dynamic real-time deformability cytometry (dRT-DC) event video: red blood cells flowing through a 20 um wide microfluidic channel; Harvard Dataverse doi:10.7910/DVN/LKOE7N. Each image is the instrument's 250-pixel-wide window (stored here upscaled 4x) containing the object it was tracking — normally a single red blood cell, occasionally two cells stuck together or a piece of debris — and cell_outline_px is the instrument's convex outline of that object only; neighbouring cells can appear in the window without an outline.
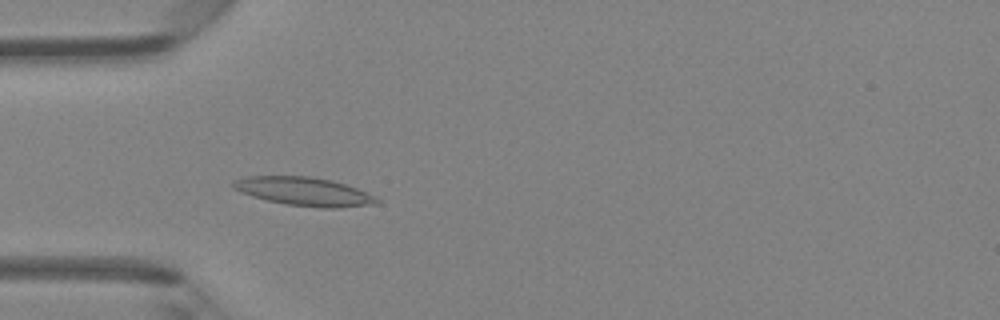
{"species": "Egyptian fruit bat (a non-hibernating species)", "species_latin": "Rousettus aegyptiacus", "temperature_condition": "room temperature", "stored_images_in_passage": 4, "camera_frame_rate_fps": 3000, "um_per_image_px": 0.085, "animal": {"sex": "female"}, "frame": {"image": 1, "passage_image": 4, "time_ms": 1.0, "image_size_px": [1000, 320], "cell_outline_px": [[380, 204], [336, 208], [320, 208], [288, 204], [268, 200], [252, 196], [240, 192], [232, 188], [232, 184], [236, 180], [244, 176], [308, 176], [332, 180], [356, 188], [376, 196], [380, 200]], "centroid_in_image_um": [25.88, 16.28], "position_along_channel_um": 59.1, "area_um2": 23.87}}